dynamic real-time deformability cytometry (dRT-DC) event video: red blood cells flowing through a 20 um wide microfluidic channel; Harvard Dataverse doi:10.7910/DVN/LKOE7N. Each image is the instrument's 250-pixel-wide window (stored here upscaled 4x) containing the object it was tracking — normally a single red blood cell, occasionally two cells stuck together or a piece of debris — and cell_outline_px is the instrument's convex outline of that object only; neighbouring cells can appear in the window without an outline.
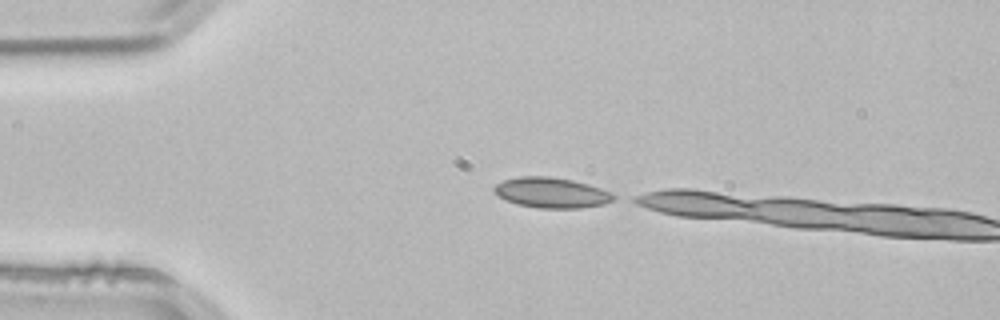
{"species": "common noctule bat (a hibernating species)", "species_latin": "Nyctalus noctula", "temperature_condition": "room temperature", "stored_images_in_passage": 3, "camera_frame_rate_fps": 3000, "um_per_image_px": 0.085, "animal": {"sex": "male", "body_mass_g": 21.5, "forearm_length_mm": 52.0}, "frame": {"image": 1, "passage_image": 1, "time_ms": 0.0, "image_size_px": [1000, 320], "cell_outline_px": [[620, 196], [604, 204], [580, 208], [536, 208], [516, 204], [500, 196], [492, 188], [496, 184], [504, 180], [520, 176], [548, 176], [572, 180], [588, 184], [612, 192]], "centroid_in_image_um": [46.92, 16.38], "position_along_channel_um": 38.1, "area_um2": 21.15}}